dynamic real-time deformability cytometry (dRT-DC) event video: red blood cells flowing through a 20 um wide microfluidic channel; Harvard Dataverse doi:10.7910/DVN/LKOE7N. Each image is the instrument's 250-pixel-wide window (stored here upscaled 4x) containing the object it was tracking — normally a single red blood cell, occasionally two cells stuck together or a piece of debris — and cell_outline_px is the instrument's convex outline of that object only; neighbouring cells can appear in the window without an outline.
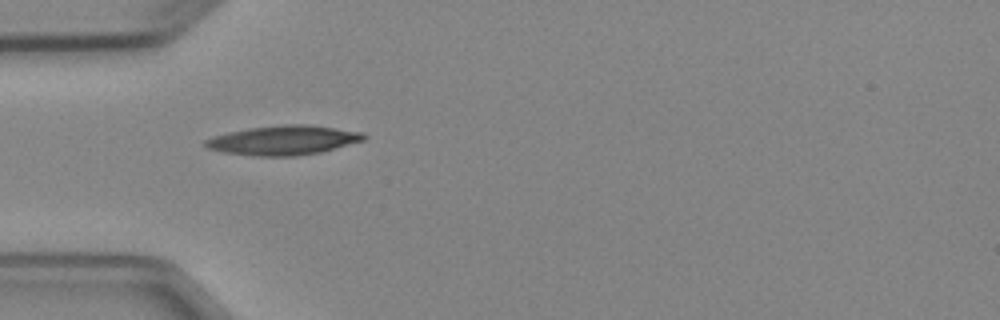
{"species": "Egyptian fruit bat (a non-hibernating species)", "species_latin": "Rousettus aegyptiacus", "temperature_condition": "cold", "stored_images_in_passage": 2, "camera_frame_rate_fps": 3000, "um_per_image_px": 0.085, "animal": {"sex": "female"}, "frame": {"image": 1, "passage_image": 1, "time_ms": 0.0, "image_size_px": [1000, 320], "cell_outline_px": [[368, 136], [364, 140], [320, 152], [296, 156], [252, 156], [224, 152], [208, 148], [204, 144], [204, 140], [212, 136], [228, 132], [248, 128], [284, 124], [308, 124], [364, 132]], "centroid_in_image_um": [24.09, 11.91], "position_along_channel_um": 60.9, "area_um2": 27.22}}